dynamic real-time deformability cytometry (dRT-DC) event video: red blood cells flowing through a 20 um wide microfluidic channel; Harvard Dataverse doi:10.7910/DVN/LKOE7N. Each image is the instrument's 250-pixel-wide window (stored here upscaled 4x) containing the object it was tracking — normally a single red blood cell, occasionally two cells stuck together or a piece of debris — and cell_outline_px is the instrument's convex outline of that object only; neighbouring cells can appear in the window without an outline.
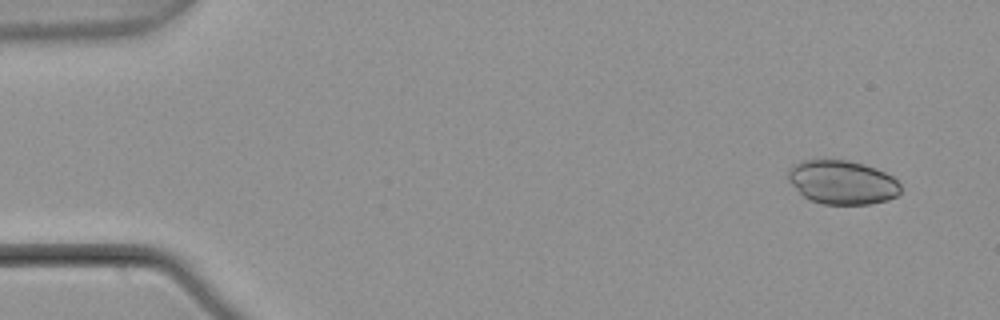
{"species": "common noctule bat (a hibernating species)", "species_latin": "Nyctalus noctula", "temperature_condition": "warm", "stored_images_in_passage": 4, "camera_frame_rate_fps": 3000, "um_per_image_px": 0.085, "animal": {"sex": "male", "body_mass_g": 21.5, "forearm_length_mm": 52.0}, "frame": {"image": 1, "passage_image": 1, "time_ms": 0.0, "image_size_px": [1000, 320], "cell_outline_px": [[900, 192], [896, 196], [888, 200], [868, 204], [824, 204], [812, 200], [804, 196], [788, 180], [788, 168], [792, 164], [800, 160], [848, 160], [864, 164], [876, 168], [892, 176], [900, 184]], "centroid_in_image_um": [71.58, 15.48], "position_along_channel_um": 13.4, "area_um2": 28.73}}
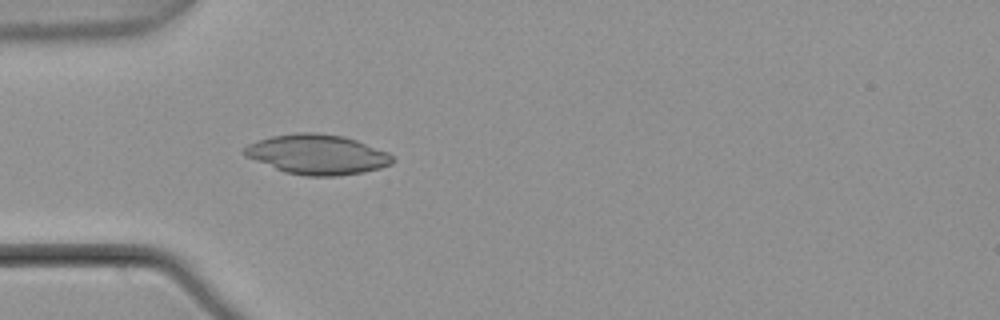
{"frame": {"image": 2, "passage_image": 4, "time_ms": 1.0, "image_size_px": [1000, 320], "cell_outline_px": [[396, 160], [392, 164], [380, 168], [364, 172], [336, 176], [304, 176], [284, 172], [244, 156], [240, 152], [248, 144], [272, 136], [296, 132], [316, 132], [344, 136], [356, 140], [388, 152]], "centroid_in_image_um": [26.96, 13.13], "position_along_channel_um": 58.0, "area_um2": 34.62}}